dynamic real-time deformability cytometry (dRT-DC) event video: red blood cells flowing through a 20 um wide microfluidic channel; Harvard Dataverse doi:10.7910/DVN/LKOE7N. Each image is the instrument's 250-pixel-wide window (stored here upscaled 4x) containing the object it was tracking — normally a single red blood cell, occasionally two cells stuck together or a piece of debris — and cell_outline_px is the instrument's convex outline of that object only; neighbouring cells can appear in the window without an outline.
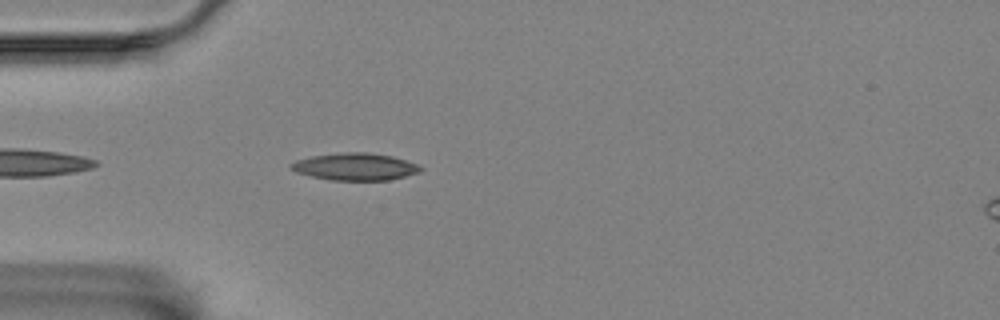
{"species": "Egyptian fruit bat (a non-hibernating species)", "species_latin": "Rousettus aegyptiacus", "temperature_condition": "room temperature", "stored_images_in_passage": 45, "camera_frame_rate_fps": 3000, "um_per_image_px": 0.085, "animal": {"sex": "female"}, "frame": {"image": 1, "passage_image": 4, "time_ms": 1.0, "image_size_px": [1000, 320], "cell_outline_px": [[424, 168], [420, 172], [388, 180], [332, 180], [312, 176], [296, 172], [292, 168], [292, 164], [296, 160], [312, 156], [340, 152], [368, 152], [392, 156], [416, 164]], "centroid_in_image_um": [30.21, 14.16], "position_along_channel_um": 54.8, "area_um2": 20.29}}
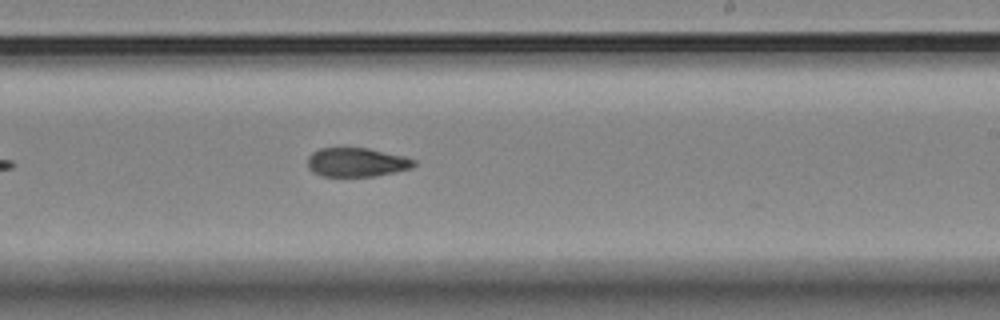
{"frame": {"image": 2, "passage_image": 22, "time_ms": 7.0, "image_size_px": [1000, 320], "cell_outline_px": [[416, 164], [412, 168], [372, 176], [324, 176], [312, 172], [308, 168], [308, 156], [312, 152], [320, 148], [368, 148], [404, 156], [416, 160]], "centroid_in_image_um": [30.3, 13.78], "position_along_channel_um": 258.7, "area_um2": 17.86}}
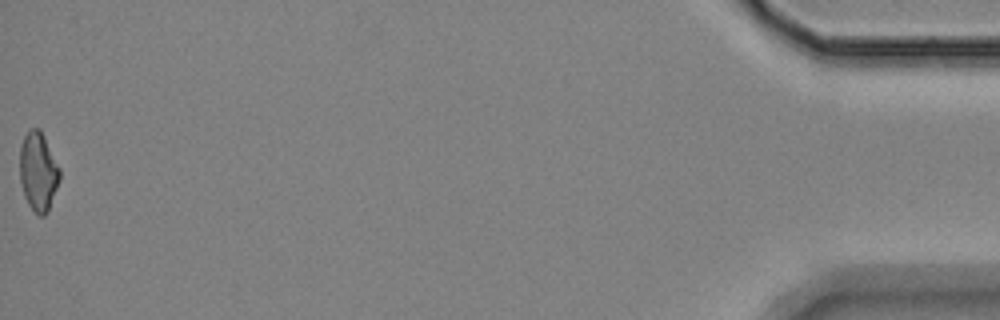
{"frame": {"image": 3, "passage_image": 45, "time_ms": 14.667, "image_size_px": [1000, 320], "cell_outline_px": [[60, 180], [48, 212], [44, 216], [36, 216], [28, 204], [24, 196], [20, 180], [20, 148], [24, 136], [32, 128], [40, 128], [60, 168]], "centroid_in_image_um": [3.26, 14.62], "position_along_channel_um": 431.9, "area_um2": 18.5}, "authors_computed_cell_mechanics": {"area_um2": 18.6116, "velocity_mm_per_s": 3.4955, "shape_relaxation_time_tau1_ms": null, "shape_relaxation_time_tau2_ms": 9.7623, "deformation_change_tau1": null, "deformation_change_tau2": 0.1892}}